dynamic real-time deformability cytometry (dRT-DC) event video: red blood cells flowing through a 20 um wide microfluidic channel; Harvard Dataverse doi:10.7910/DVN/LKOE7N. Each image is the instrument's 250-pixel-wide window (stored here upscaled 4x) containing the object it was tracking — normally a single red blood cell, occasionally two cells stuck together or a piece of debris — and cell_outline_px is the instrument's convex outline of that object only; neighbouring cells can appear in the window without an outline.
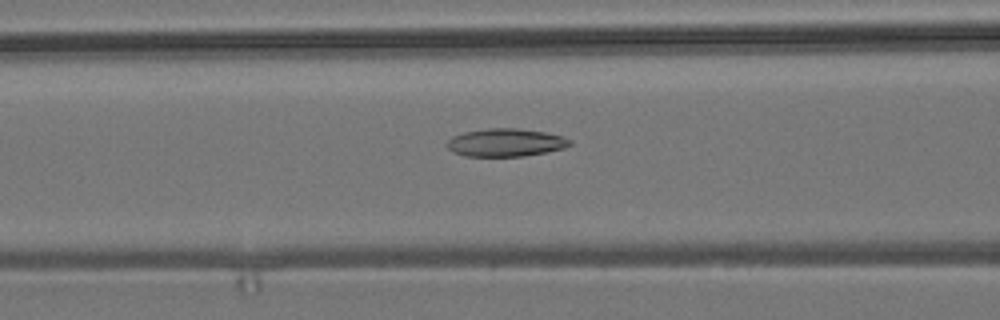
{"species": "common noctule bat (a hibernating species)", "species_latin": "Nyctalus noctula", "temperature_condition": "room temperature", "stored_images_in_passage": 8, "segment_of_instrument_passage": [2, 2], "camera_frame_rate_fps": 3000, "um_per_image_px": 0.085, "animal": {"sex": "male", "body_mass_g": 19.2, "forearm_length_mm": 51.8}, "frame": {"image": 1, "passage_image": 8, "time_ms": 10.0, "image_size_px": [1000, 320], "cell_outline_px": [[572, 144], [564, 148], [524, 156], [464, 156], [452, 152], [444, 144], [452, 136], [464, 132], [488, 128], [516, 128], [544, 132], [564, 136], [572, 140]], "centroid_in_image_um": [42.96, 12.11], "position_along_channel_um": 123.6, "area_um2": 20.11}}